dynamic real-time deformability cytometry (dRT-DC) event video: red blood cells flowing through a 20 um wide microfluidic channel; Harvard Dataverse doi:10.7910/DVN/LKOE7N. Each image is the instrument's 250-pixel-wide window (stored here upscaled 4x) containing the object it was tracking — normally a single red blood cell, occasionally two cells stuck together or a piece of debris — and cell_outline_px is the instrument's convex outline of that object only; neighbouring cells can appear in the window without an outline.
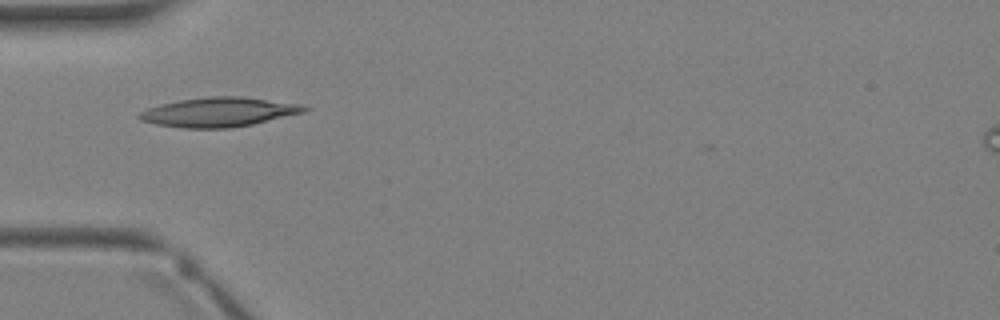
{"species": "Egyptian fruit bat (a non-hibernating species)", "species_latin": "Rousettus aegyptiacus", "temperature_condition": "warm", "stored_images_in_passage": 1, "camera_frame_rate_fps": 3000, "um_per_image_px": 0.085, "animal": {"sex": "female"}, "frame": {"image": 1, "passage_image": 1, "time_ms": 0.0, "image_size_px": [1000, 320], "cell_outline_px": [[312, 108], [308, 112], [252, 124], [232, 128], [184, 128], [156, 124], [140, 120], [136, 116], [140, 112], [148, 108], [160, 104], [180, 100], [212, 96], [240, 96], [300, 104]], "centroid_in_image_um": [18.64, 9.53], "position_along_channel_um": 66.4, "area_um2": 28.32}}